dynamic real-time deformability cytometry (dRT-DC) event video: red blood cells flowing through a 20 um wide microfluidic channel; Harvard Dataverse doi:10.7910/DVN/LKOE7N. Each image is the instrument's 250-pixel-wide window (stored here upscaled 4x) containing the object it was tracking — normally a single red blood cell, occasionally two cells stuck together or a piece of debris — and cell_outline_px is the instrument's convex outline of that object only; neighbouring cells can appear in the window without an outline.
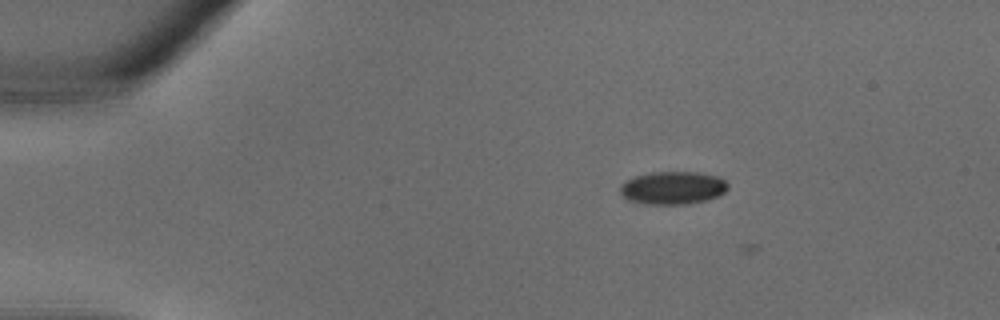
{"species": "common noctule bat (a hibernating species)", "species_latin": "Nyctalus noctula", "temperature_condition": "warm", "stored_images_in_passage": 6, "camera_frame_rate_fps": 3000, "um_per_image_px": 0.085, "animal": {"sex": "male", "body_mass_g": 18.8}, "frame": {"image": 1, "passage_image": 5, "time_ms": 1.333, "image_size_px": [1000, 320], "cell_outline_px": [[728, 188], [720, 196], [688, 204], [652, 204], [628, 200], [620, 192], [620, 184], [636, 176], [652, 172], [696, 172], [720, 176], [728, 184]], "centroid_in_image_um": [57.22, 15.96], "position_along_channel_um": 27.8, "area_um2": 20.58}}